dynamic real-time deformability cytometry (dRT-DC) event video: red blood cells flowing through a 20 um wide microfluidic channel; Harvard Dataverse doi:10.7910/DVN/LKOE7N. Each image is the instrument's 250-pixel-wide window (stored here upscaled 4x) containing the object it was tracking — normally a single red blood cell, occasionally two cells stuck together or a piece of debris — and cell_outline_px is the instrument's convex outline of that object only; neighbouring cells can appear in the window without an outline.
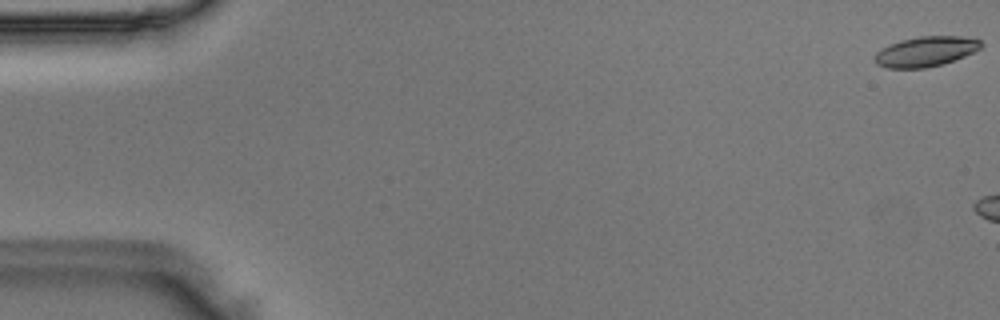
{"species": "Egyptian fruit bat (a non-hibernating species)", "species_latin": "Rousettus aegyptiacus", "temperature_condition": "room temperature", "stored_images_in_passage": 6, "camera_frame_rate_fps": 3000, "um_per_image_px": 0.085, "animal": {"sex": "male"}, "frame": {"image": 1, "passage_image": 1, "time_ms": 0.0, "image_size_px": [1000, 320], "cell_outline_px": [[984, 44], [980, 48], [964, 56], [944, 64], [924, 68], [884, 68], [876, 64], [876, 52], [888, 44], [900, 40], [920, 36], [964, 36], [980, 40]], "centroid_in_image_um": [78.68, 4.37], "position_along_channel_um": 6.3, "area_um2": 18.67}}